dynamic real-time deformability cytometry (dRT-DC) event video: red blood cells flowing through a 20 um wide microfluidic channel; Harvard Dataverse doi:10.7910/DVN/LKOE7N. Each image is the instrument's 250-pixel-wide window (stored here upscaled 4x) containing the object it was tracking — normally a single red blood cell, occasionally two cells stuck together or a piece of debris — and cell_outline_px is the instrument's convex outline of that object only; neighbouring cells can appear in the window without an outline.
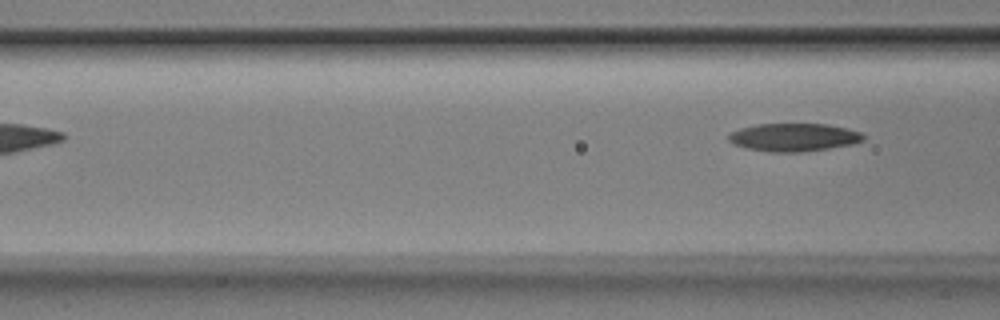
{"species": "Egyptian fruit bat (a non-hibernating species)", "species_latin": "Rousettus aegyptiacus", "temperature_condition": "room temperature", "stored_images_in_passage": 3, "camera_frame_rate_fps": 3000, "um_per_image_px": 0.085, "animal": {"sex": "male"}, "frame": {"image": 1, "passage_image": 3, "time_ms": 0.667, "image_size_px": [1000, 320], "cell_outline_px": [[864, 140], [852, 144], [828, 148], [800, 152], [768, 152], [744, 148], [732, 144], [728, 140], [728, 136], [732, 132], [740, 128], [756, 124], [828, 124], [848, 128], [860, 132], [864, 136]], "centroid_in_image_um": [67.44, 11.67], "position_along_channel_um": 99.2, "area_um2": 22.08}}